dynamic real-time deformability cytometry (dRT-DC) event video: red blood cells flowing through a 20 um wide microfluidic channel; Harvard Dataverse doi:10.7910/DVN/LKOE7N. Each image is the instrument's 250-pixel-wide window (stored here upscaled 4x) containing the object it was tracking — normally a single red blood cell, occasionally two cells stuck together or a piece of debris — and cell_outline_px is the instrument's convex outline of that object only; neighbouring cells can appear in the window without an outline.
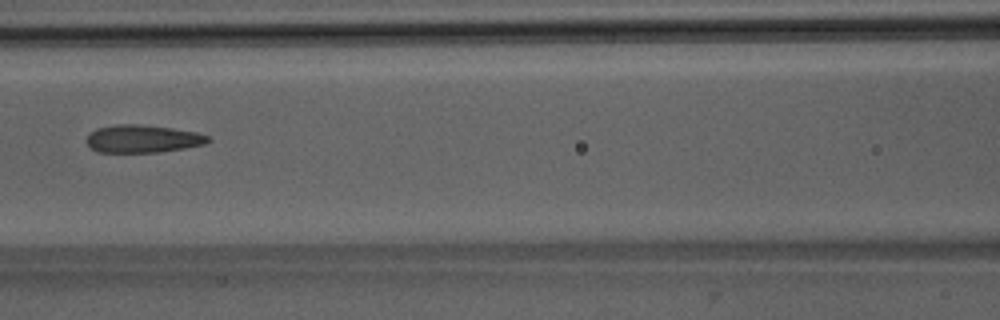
{"species": "Egyptian fruit bat (a non-hibernating species)", "species_latin": "Rousettus aegyptiacus", "temperature_condition": "room temperature", "stored_images_in_passage": 6, "camera_frame_rate_fps": 3000, "um_per_image_px": 0.085, "animal": {"sex": "male"}, "frame": {"image": 1, "passage_image": 5, "time_ms": 4.667, "image_size_px": [1000, 320], "cell_outline_px": [[212, 140], [204, 144], [184, 148], [160, 152], [96, 152], [84, 140], [88, 132], [96, 128], [120, 124], [140, 124], [172, 128], [196, 132], [208, 136]], "centroid_in_image_um": [12.09, 11.79], "position_along_channel_um": 154.5, "area_um2": 19.77}}